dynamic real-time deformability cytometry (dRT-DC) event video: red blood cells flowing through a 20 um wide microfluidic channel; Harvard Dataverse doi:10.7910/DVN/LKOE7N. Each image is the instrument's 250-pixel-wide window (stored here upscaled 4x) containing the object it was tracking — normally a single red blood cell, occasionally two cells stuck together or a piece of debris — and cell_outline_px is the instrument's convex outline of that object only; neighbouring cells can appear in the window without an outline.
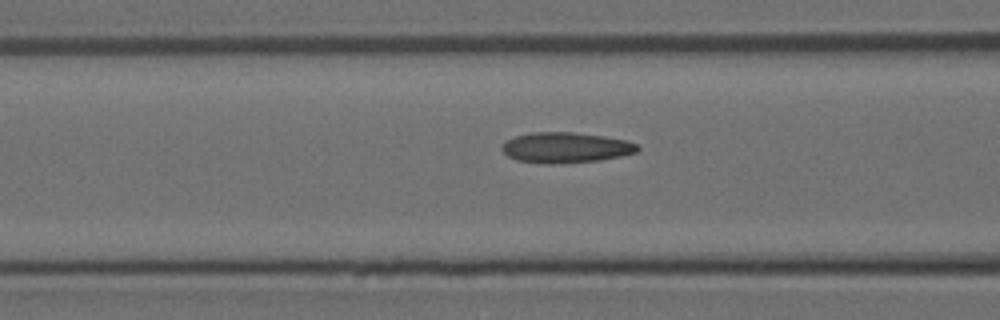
{"species": "Egyptian fruit bat (a non-hibernating species)", "species_latin": "Rousettus aegyptiacus", "temperature_condition": "room temperature", "stored_images_in_passage": 16, "camera_frame_rate_fps": 3000, "um_per_image_px": 0.085, "animal": {"sex": "female"}, "frame": {"image": 1, "passage_image": 14, "time_ms": 4.333, "image_size_px": [1000, 320], "cell_outline_px": [[640, 148], [636, 152], [620, 156], [600, 160], [548, 164], [516, 160], [508, 156], [500, 148], [508, 140], [516, 136], [532, 132], [572, 132], [604, 136], [628, 140], [636, 144]], "centroid_in_image_um": [48.09, 12.54], "position_along_channel_um": 118.5, "area_um2": 23.93}}